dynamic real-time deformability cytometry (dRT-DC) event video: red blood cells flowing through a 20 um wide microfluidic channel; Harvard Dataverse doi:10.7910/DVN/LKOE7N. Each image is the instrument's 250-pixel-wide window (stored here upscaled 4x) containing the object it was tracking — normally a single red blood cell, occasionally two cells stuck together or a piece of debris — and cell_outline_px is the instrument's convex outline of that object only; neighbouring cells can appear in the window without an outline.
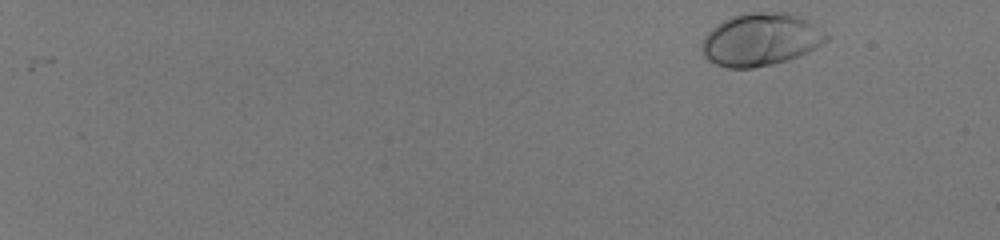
{"species": "human", "species_latin": "Homo sapiens", "temperature_condition": "room temperature", "stored_images_in_passage": 16, "camera_frame_rate_fps": 3000, "um_per_image_px": 0.085, "donor": {"sex": "male"}, "frame": {"image": 1, "passage_image": 1, "time_ms": 0.0, "image_size_px": [1000, 240], "cell_outline_px": [[828, 40], [788, 60], [772, 64], [752, 68], [728, 68], [716, 64], [708, 60], [704, 56], [700, 48], [700, 44], [704, 36], [716, 24], [740, 12], [796, 12], [828, 36]], "centroid_in_image_um": [64.58, 3.34], "position_along_channel_um": 20.4, "area_um2": 38.15}}